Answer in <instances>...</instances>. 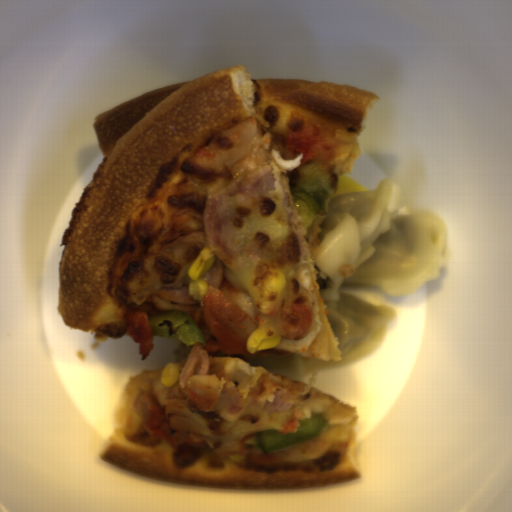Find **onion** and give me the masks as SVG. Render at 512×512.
Returning a JSON list of instances; mask_svg holds the SVG:
<instances>
[{"instance_id": "06740285", "label": "onion", "mask_w": 512, "mask_h": 512, "mask_svg": "<svg viewBox=\"0 0 512 512\" xmlns=\"http://www.w3.org/2000/svg\"><path fill=\"white\" fill-rule=\"evenodd\" d=\"M168 425L171 430H176L185 433H191L201 436H211L208 432L202 429L199 425H197L191 419L179 416L172 415L168 418Z\"/></svg>"}]
</instances>
